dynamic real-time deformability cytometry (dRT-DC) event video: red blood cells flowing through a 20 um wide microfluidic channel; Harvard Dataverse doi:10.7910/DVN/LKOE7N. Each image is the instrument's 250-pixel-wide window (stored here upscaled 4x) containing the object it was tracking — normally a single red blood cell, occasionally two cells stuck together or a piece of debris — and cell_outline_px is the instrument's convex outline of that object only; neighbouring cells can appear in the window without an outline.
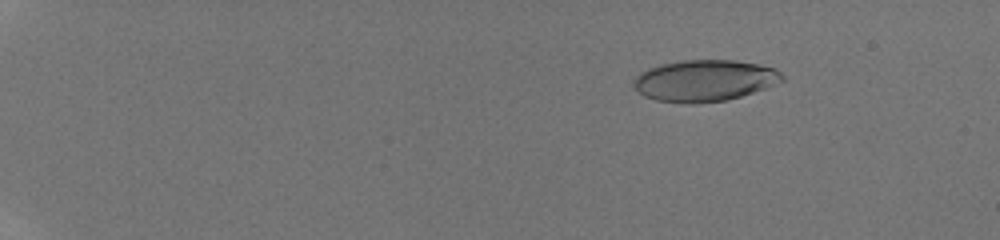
{"species": "human", "species_latin": "Homo sapiens", "temperature_condition": "room temperature", "stored_images_in_passage": 9, "camera_frame_rate_fps": 3000, "um_per_image_px": 0.085, "donor": {"sex": "male"}, "frame": {"image": 1, "passage_image": 4, "time_ms": 3.0, "image_size_px": [1000, 240], "cell_outline_px": [[784, 80], [764, 88], [728, 100], [696, 104], [684, 104], [656, 100], [644, 96], [632, 84], [636, 76], [640, 72], [648, 68], [660, 64], [684, 60], [736, 60], [760, 64], [776, 68], [784, 76]], "centroid_in_image_um": [59.88, 6.85], "position_along_channel_um": 25.1, "area_um2": 36.07}}
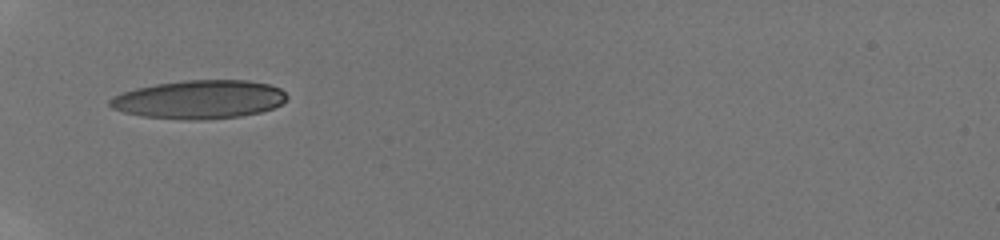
{"frame": {"image": 2, "passage_image": 8, "time_ms": 7.333, "image_size_px": [1000, 240], "cell_outline_px": [[288, 100], [272, 108], [260, 112], [240, 116], [200, 120], [188, 120], [144, 116], [124, 112], [112, 108], [108, 104], [108, 100], [124, 92], [136, 88], [156, 84], [184, 80], [248, 80], [268, 84], [280, 88], [288, 96]], "centroid_in_image_um": [16.97, 8.45], "position_along_channel_um": 68.0, "area_um2": 39.59}}
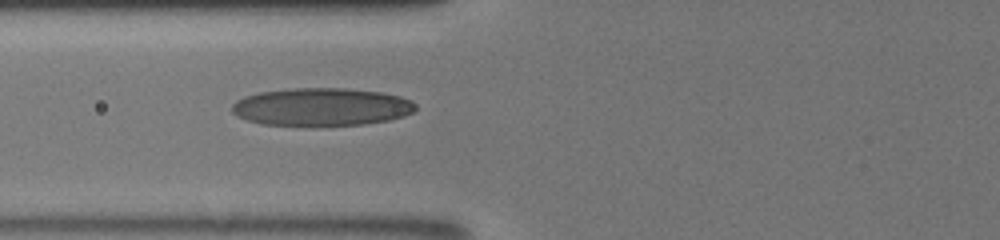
{"frame": {"image": 3, "passage_image": 9, "time_ms": 8.333, "image_size_px": [1000, 240], "cell_outline_px": [[416, 108], [412, 112], [404, 116], [388, 120], [360, 124], [260, 124], [248, 120], [232, 112], [232, 104], [236, 100], [244, 96], [260, 92], [292, 88], [344, 88], [380, 92], [400, 96], [412, 100], [416, 104]], "centroid_in_image_um": [27.34, 9.06], "position_along_channel_um": 98.5, "area_um2": 39.88}}